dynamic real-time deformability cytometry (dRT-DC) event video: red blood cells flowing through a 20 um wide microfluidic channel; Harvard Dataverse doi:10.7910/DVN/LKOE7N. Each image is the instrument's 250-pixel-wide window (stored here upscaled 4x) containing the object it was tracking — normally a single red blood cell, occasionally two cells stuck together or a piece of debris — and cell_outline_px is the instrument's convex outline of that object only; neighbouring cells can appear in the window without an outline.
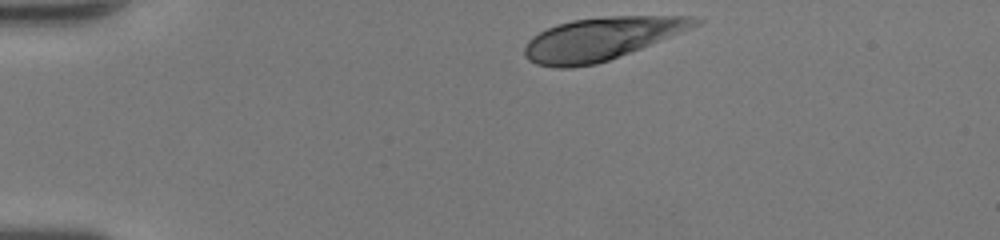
{"species": "human", "species_latin": "Homo sapiens", "temperature_condition": "room temperature", "stored_images_in_passage": 32, "camera_frame_rate_fps": 3000, "um_per_image_px": 0.085, "donor": {"sex": "female"}, "frame": {"image": 1, "passage_image": 1, "time_ms": 0.0, "image_size_px": [1000, 240], "cell_outline_px": [[704, 20], [688, 28], [640, 48], [608, 60], [596, 64], [572, 68], [556, 68], [536, 64], [528, 60], [524, 56], [524, 48], [528, 40], [532, 36], [556, 24], [572, 20], [604, 16], [692, 16]], "centroid_in_image_um": [51.01, 3.3], "position_along_channel_um": 34.0, "area_um2": 41.91}}
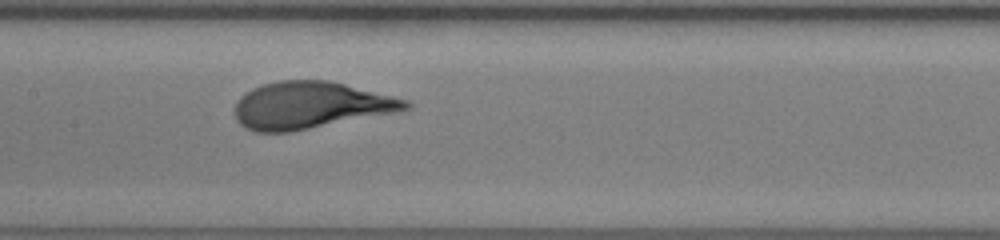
{"frame": {"image": 2, "passage_image": 16, "time_ms": 5.0, "image_size_px": [1000, 240], "cell_outline_px": [[412, 108], [392, 112], [288, 132], [256, 132], [244, 128], [236, 120], [236, 100], [240, 96], [252, 88], [264, 84], [280, 80], [328, 80], [408, 100], [412, 104]], "centroid_in_image_um": [26.32, 8.94], "position_along_channel_um": 181.1, "area_um2": 46.07}}
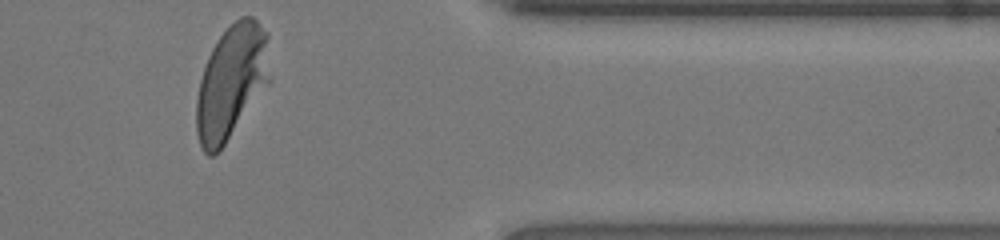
{"frame": {"image": 3, "passage_image": 32, "time_ms": 10.333, "image_size_px": [1000, 240], "cell_outline_px": [[272, 80], [224, 144], [212, 156], [208, 156], [204, 152], [200, 144], [196, 132], [196, 100], [200, 80], [208, 56], [212, 48], [220, 36], [240, 16], [252, 16], [268, 32], [272, 76]], "centroid_in_image_um": [19.71, 6.94], "position_along_channel_um": 391.7, "area_um2": 49.13}, "authors_computed_cell_mechanics": {"area_um2": 45.951, "velocity_mm_per_s": 4.2551, "shape_relaxation_time_tau1_ms": 2.8013, "shape_relaxation_time_tau2_ms": null, "deformation_change_tau1": 0.1881, "deformation_change_tau2": null}}